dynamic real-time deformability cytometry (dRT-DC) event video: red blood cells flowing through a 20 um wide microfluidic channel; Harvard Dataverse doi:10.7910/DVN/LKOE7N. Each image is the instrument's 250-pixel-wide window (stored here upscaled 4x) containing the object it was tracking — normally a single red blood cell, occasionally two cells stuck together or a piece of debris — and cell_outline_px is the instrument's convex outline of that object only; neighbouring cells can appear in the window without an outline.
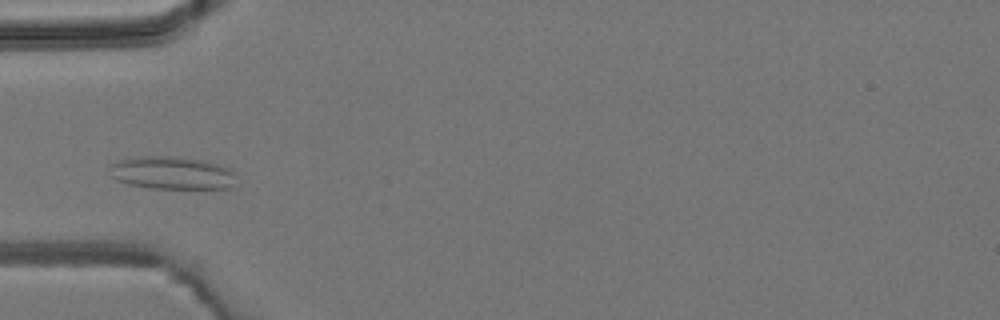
{"species": "common noctule bat (a hibernating species)", "species_latin": "Nyctalus noctula", "temperature_condition": "room temperature", "stored_images_in_passage": 4, "camera_frame_rate_fps": 3000, "um_per_image_px": 0.085, "animal": {"sex": "male", "body_mass_g": 19.2, "forearm_length_mm": 51.8}, "frame": {"image": 1, "passage_image": 3, "time_ms": 2.333, "image_size_px": [1000, 320], "cell_outline_px": [[240, 184], [232, 188], [152, 188], [128, 184], [116, 180], [112, 176], [108, 164], [116, 160], [140, 156], [172, 156], [204, 160], [232, 168], [236, 172]], "centroid_in_image_um": [14.7, 14.69], "position_along_channel_um": 70.3, "area_um2": 24.91}}